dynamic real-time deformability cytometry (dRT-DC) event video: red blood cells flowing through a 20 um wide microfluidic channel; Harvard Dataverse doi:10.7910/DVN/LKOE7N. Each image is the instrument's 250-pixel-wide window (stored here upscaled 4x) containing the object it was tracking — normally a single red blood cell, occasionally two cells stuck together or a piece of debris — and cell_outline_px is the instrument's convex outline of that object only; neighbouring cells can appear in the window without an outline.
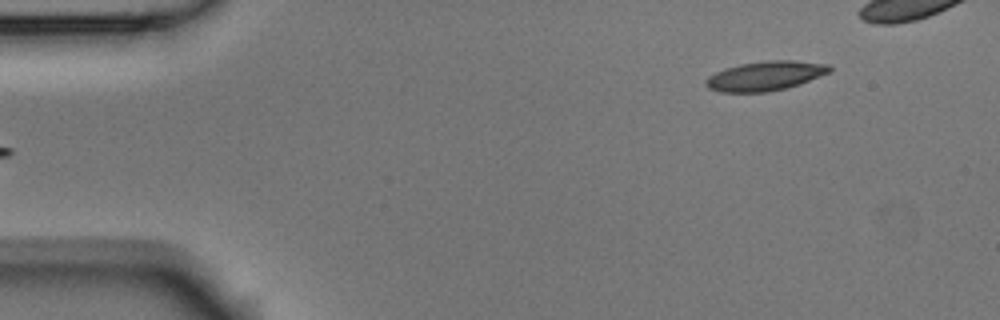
{"species": "Egyptian fruit bat (a non-hibernating species)", "species_latin": "Rousettus aegyptiacus", "temperature_condition": "room temperature", "stored_images_in_passage": 5, "camera_frame_rate_fps": 3000, "um_per_image_px": 0.085, "animal": {"sex": "male"}, "frame": {"image": 1, "passage_image": 5, "time_ms": 1.333, "image_size_px": [1000, 320], "cell_outline_px": [[832, 72], [800, 84], [788, 88], [768, 92], [720, 92], [708, 88], [704, 84], [704, 80], [708, 76], [724, 68], [740, 64], [764, 60], [792, 60], [828, 64], [832, 68]], "centroid_in_image_um": [65.05, 6.45], "position_along_channel_um": 19.9, "area_um2": 21.56}}